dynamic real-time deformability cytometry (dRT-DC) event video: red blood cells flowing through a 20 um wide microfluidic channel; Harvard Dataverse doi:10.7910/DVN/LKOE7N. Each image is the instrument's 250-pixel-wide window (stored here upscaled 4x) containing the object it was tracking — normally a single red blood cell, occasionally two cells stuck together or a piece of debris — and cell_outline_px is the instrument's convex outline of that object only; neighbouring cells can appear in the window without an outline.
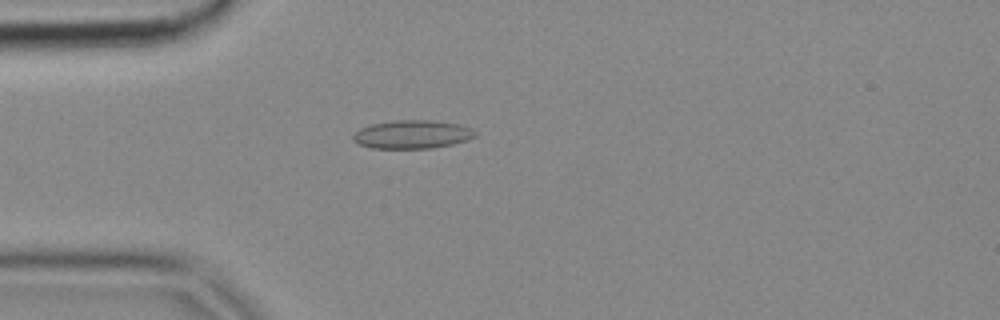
{"species": "common noctule bat (a hibernating species)", "species_latin": "Nyctalus noctula", "temperature_condition": "cold", "stored_images_in_passage": 4, "camera_frame_rate_fps": 3000, "um_per_image_px": 0.085, "animal": {"sex": "female", "body_mass_g": 18.4}, "frame": {"image": 1, "passage_image": 4, "time_ms": 1.0, "image_size_px": [1000, 320], "cell_outline_px": [[476, 136], [468, 140], [452, 144], [432, 148], [372, 148], [360, 144], [352, 140], [352, 136], [360, 128], [372, 124], [392, 120], [432, 120], [460, 124], [472, 128], [476, 132]], "centroid_in_image_um": [35.06, 11.41], "position_along_channel_um": 49.9, "area_um2": 20.29}}